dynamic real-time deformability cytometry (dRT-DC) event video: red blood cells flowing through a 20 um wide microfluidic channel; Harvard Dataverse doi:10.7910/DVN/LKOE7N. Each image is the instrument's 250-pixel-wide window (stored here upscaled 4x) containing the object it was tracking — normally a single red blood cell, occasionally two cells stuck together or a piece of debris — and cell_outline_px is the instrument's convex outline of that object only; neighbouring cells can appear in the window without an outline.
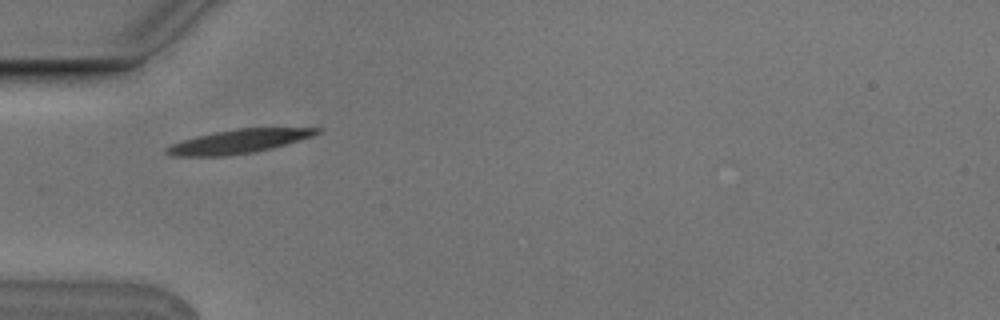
{"species": "Egyptian fruit bat (a non-hibernating species)", "species_latin": "Rousettus aegyptiacus", "temperature_condition": "cold", "stored_images_in_passage": 5, "camera_frame_rate_fps": 3000, "um_per_image_px": 0.085, "animal": {"sex": "male"}, "frame": {"image": 1, "passage_image": 1, "time_ms": 0.0, "image_size_px": [1000, 320], "cell_outline_px": [[324, 128], [320, 132], [312, 136], [300, 140], [272, 148], [256, 152], [224, 156], [172, 156], [164, 152], [164, 148], [172, 144], [196, 136], [216, 132], [240, 128]], "centroid_in_image_um": [20.28, 12.03], "position_along_channel_um": 64.7, "area_um2": 20.75}}
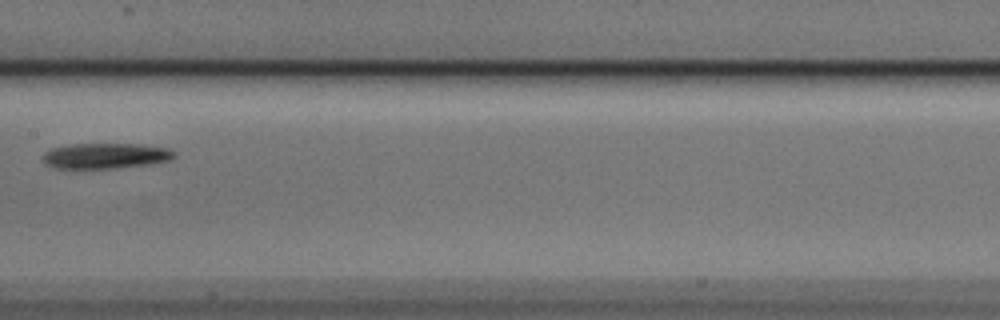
{"frame": {"image": 2, "passage_image": 4, "time_ms": 1.0, "image_size_px": [1000, 320], "cell_outline_px": [[176, 156], [168, 160], [148, 164], [116, 168], [56, 168], [44, 164], [40, 156], [44, 152], [52, 148], [72, 144], [140, 144], [168, 148], [176, 152]], "centroid_in_image_um": [8.93, 13.24], "position_along_channel_um": 198.5, "area_um2": 19.59}}
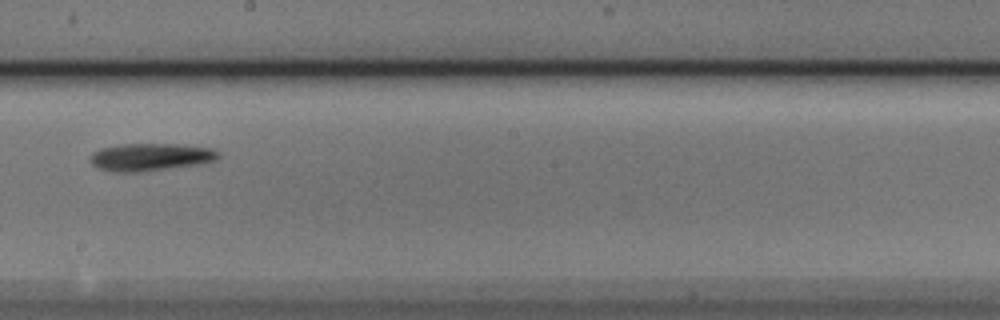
{"frame": {"image": 3, "passage_image": 5, "time_ms": 1.333, "image_size_px": [1000, 320], "cell_outline_px": [[220, 156], [216, 160], [204, 164], [144, 172], [116, 172], [100, 168], [92, 164], [88, 160], [92, 152], [100, 148], [124, 144], [180, 144], [212, 148], [220, 152]], "centroid_in_image_um": [12.84, 13.35], "position_along_channel_um": 235.4, "area_um2": 20.98}}